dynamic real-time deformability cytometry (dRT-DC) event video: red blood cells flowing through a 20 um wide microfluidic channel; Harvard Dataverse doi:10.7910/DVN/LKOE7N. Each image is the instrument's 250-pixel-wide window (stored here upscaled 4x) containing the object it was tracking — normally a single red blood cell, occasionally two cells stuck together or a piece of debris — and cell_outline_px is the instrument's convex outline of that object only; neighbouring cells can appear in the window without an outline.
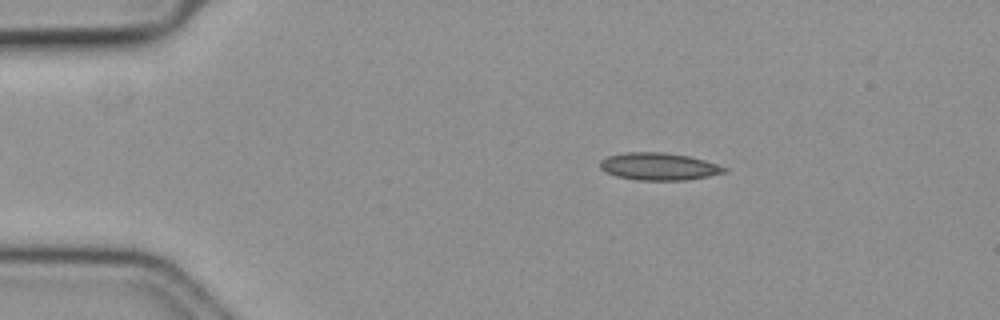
{"species": "common noctule bat (a hibernating species)", "species_latin": "Nyctalus noctula", "temperature_condition": "cold", "stored_images_in_passage": 57, "camera_frame_rate_fps": 3000, "um_per_image_px": 0.085, "animal": {"sex": "female", "body_mass_g": 19.3, "forearm_length_mm": 54.1}, "frame": {"image": 1, "passage_image": 10, "time_ms": 3.0, "image_size_px": [1000, 320], "cell_outline_px": [[728, 172], [688, 180], [636, 180], [616, 176], [600, 168], [600, 160], [608, 156], [624, 152], [664, 152], [688, 156], [704, 160], [728, 168]], "centroid_in_image_um": [56.01, 14.15], "position_along_channel_um": 29.0, "area_um2": 19.83}}
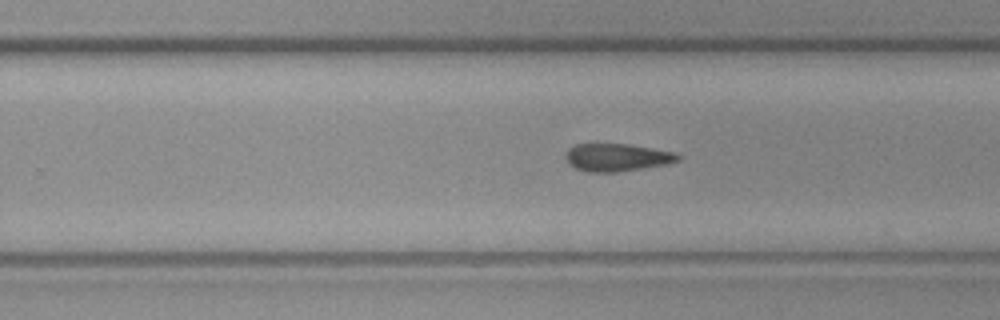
{"frame": {"image": 2, "passage_image": 36, "time_ms": 11.667, "image_size_px": [1000, 320], "cell_outline_px": [[680, 160], [668, 164], [616, 172], [588, 172], [576, 168], [568, 164], [564, 156], [568, 148], [576, 144], [628, 144], [676, 152], [680, 156]], "centroid_in_image_um": [52.43, 13.38], "position_along_channel_um": 277.4, "area_um2": 18.21}}
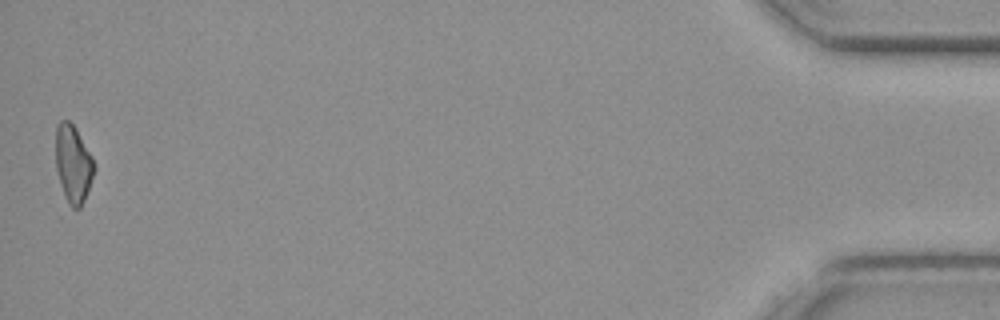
{"frame": {"image": 3, "passage_image": 57, "time_ms": 18.667, "image_size_px": [1000, 320], "cell_outline_px": [[96, 168], [84, 200], [80, 208], [68, 212], [60, 184], [56, 168], [56, 128], [60, 120], [68, 120], [76, 128], [92, 156]], "centroid_in_image_um": [6.21, 14.02], "position_along_channel_um": 429.0, "area_um2": 17.8}, "authors_computed_cell_mechanics": {"area_um2": 18.785, "velocity_mm_per_s": 3.5792, "shape_relaxation_time_tau1_ms": 8.8324, "shape_relaxation_time_tau2_ms": null, "deformation_change_tau1": 0.1645, "deformation_change_tau2": null}}